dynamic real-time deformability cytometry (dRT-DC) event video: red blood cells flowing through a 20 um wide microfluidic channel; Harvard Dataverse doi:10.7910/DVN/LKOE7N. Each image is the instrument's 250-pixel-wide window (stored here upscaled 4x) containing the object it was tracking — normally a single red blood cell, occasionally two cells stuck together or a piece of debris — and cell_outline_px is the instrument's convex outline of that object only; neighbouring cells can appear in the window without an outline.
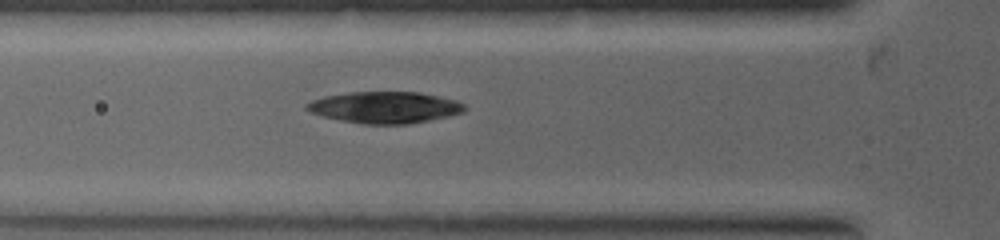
{"species": "common noctule bat (a hibernating species)", "species_latin": "Nyctalus noctula", "temperature_condition": "warm", "stored_images_in_passage": 6, "camera_frame_rate_fps": 5000, "um_per_image_px": 0.085, "animal": {"sex": "female", "body_mass_g": 19.0, "forearm_length_mm": 53.3}, "frame": {"image": 1, "passage_image": 6, "time_ms": 2.6, "image_size_px": [1000, 240], "cell_outline_px": [[468, 108], [464, 112], [448, 116], [428, 120], [404, 124], [364, 124], [340, 120], [308, 112], [304, 108], [304, 104], [312, 100], [324, 96], [348, 92], [420, 92], [440, 96], [456, 100], [464, 104]], "centroid_in_image_um": [32.69, 9.12], "position_along_channel_um": 93.1, "area_um2": 29.13}}